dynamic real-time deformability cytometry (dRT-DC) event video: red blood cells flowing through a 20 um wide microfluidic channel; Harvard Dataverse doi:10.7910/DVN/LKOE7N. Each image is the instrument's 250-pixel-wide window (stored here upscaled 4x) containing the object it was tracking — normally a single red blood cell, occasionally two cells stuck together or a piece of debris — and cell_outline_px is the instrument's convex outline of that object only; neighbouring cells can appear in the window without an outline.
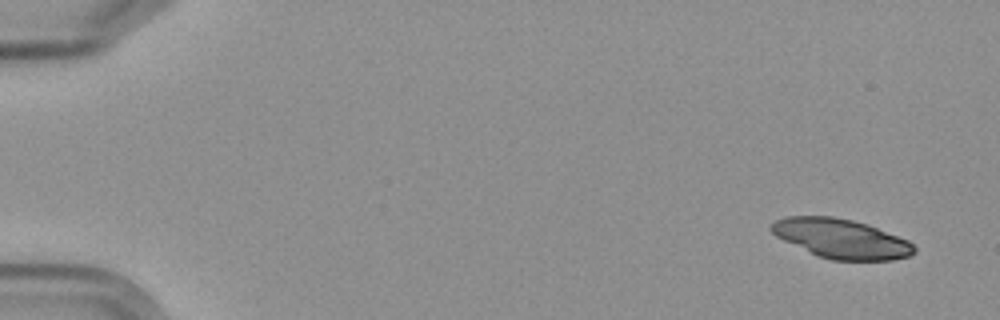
{"species": "Egyptian fruit bat (a non-hibernating species)", "species_latin": "Rousettus aegyptiacus", "temperature_condition": "cold", "stored_images_in_passage": 4, "segment_of_instrument_passage": [2, 2], "camera_frame_rate_fps": 3000, "um_per_image_px": 0.085, "frame": {"image": 1, "passage_image": 4, "time_ms": 4.333, "image_size_px": [1000, 320], "cell_outline_px": [[916, 252], [908, 256], [892, 260], [832, 260], [816, 256], [776, 236], [768, 228], [768, 224], [784, 216], [832, 216], [852, 220], [868, 224], [908, 240], [916, 248]], "centroid_in_image_um": [71.47, 20.28], "position_along_channel_um": 13.5, "area_um2": 32.89}}